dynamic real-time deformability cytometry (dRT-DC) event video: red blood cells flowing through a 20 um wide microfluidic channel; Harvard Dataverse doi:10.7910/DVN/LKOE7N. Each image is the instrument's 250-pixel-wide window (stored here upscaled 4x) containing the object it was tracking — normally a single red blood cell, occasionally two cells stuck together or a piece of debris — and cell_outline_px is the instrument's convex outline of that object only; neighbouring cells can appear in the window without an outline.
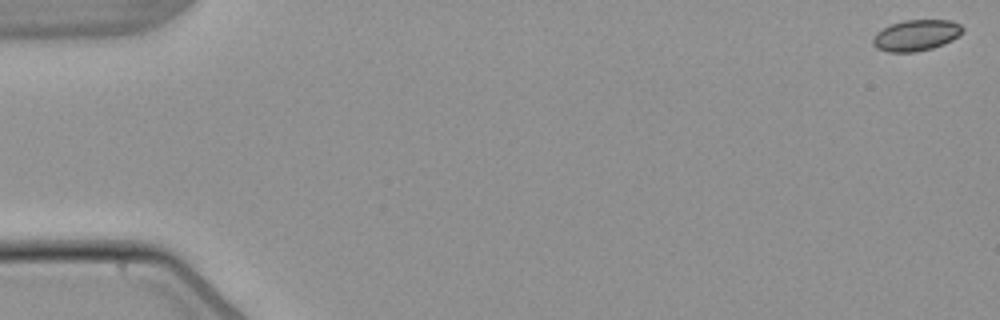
{"species": "common noctule bat (a hibernating species)", "species_latin": "Nyctalus noctula", "temperature_condition": "warm", "stored_images_in_passage": 10, "camera_frame_rate_fps": 3000, "um_per_image_px": 0.085, "animal": {"sex": "male", "body_mass_g": 21.5, "forearm_length_mm": 52.0}, "frame": {"image": 1, "passage_image": 1, "time_ms": 0.0, "image_size_px": [1000, 320], "cell_outline_px": [[964, 32], [960, 36], [944, 44], [932, 48], [916, 52], [888, 52], [876, 48], [872, 44], [872, 40], [876, 32], [892, 24], [904, 20], [952, 20], [960, 24], [964, 28]], "centroid_in_image_um": [77.9, 3.0], "position_along_channel_um": 7.1, "area_um2": 16.42}}